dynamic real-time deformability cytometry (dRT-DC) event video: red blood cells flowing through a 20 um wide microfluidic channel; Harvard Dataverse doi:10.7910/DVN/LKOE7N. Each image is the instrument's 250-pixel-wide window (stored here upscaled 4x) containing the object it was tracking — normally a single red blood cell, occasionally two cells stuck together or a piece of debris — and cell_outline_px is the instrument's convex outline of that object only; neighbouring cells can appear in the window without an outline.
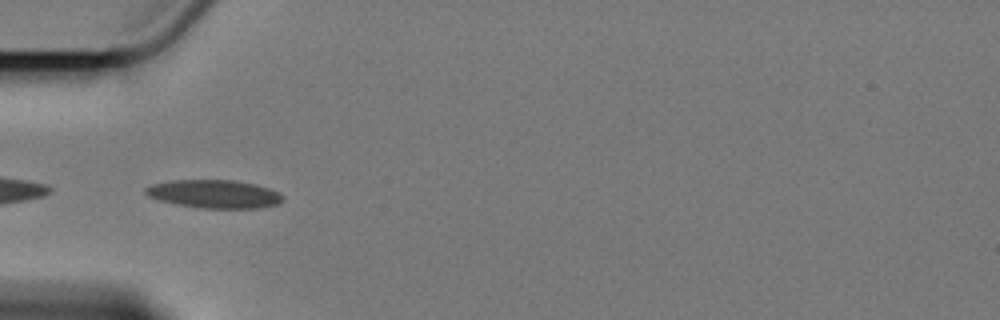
{"species": "Egyptian fruit bat (a non-hibernating species)", "species_latin": "Rousettus aegyptiacus", "temperature_condition": "cold", "stored_images_in_passage": 14, "camera_frame_rate_fps": 3000, "um_per_image_px": 0.085, "animal": {"sex": "female"}, "frame": {"image": 1, "passage_image": 1, "time_ms": 0.0, "image_size_px": [1000, 320], "cell_outline_px": [[284, 196], [280, 204], [260, 208], [204, 208], [176, 204], [160, 200], [148, 196], [144, 192], [144, 188], [152, 184], [168, 180], [232, 180], [256, 184], [280, 192]], "centroid_in_image_um": [18.23, 16.48], "position_along_channel_um": 66.8, "area_um2": 22.72}}
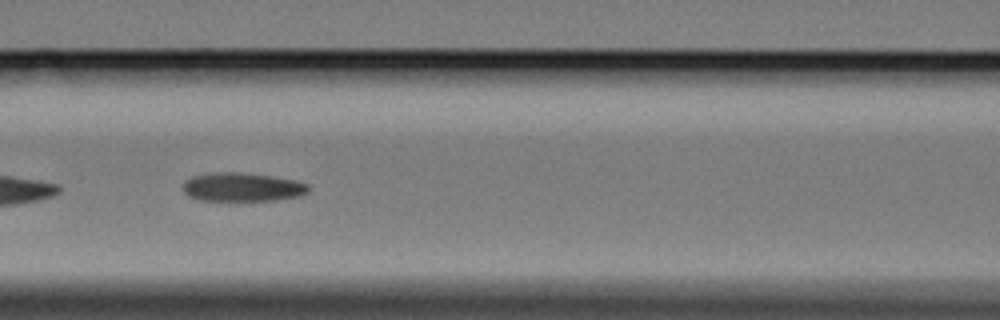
{"frame": {"image": 2, "passage_image": 8, "time_ms": 2.333, "image_size_px": [1000, 320], "cell_outline_px": [[308, 192], [300, 196], [276, 200], [200, 200], [188, 196], [184, 192], [184, 180], [192, 176], [212, 172], [240, 172], [272, 176], [296, 180], [308, 184]], "centroid_in_image_um": [20.59, 15.89], "position_along_channel_um": 146.0, "area_um2": 21.04}}
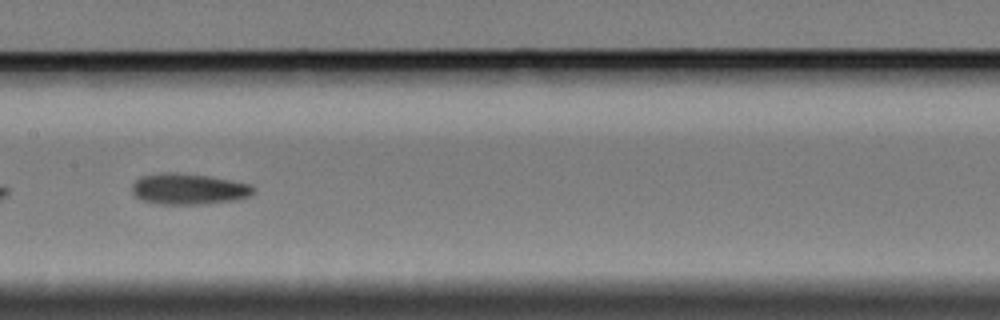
{"frame": {"image": 3, "passage_image": 12, "time_ms": 3.667, "image_size_px": [1000, 320], "cell_outline_px": [[256, 192], [248, 196], [232, 200], [200, 204], [156, 204], [140, 200], [132, 192], [132, 184], [140, 176], [168, 172], [176, 172], [208, 176], [232, 180], [252, 184], [256, 188]], "centroid_in_image_um": [16.03, 16.06], "position_along_channel_um": 191.4, "area_um2": 22.02}}